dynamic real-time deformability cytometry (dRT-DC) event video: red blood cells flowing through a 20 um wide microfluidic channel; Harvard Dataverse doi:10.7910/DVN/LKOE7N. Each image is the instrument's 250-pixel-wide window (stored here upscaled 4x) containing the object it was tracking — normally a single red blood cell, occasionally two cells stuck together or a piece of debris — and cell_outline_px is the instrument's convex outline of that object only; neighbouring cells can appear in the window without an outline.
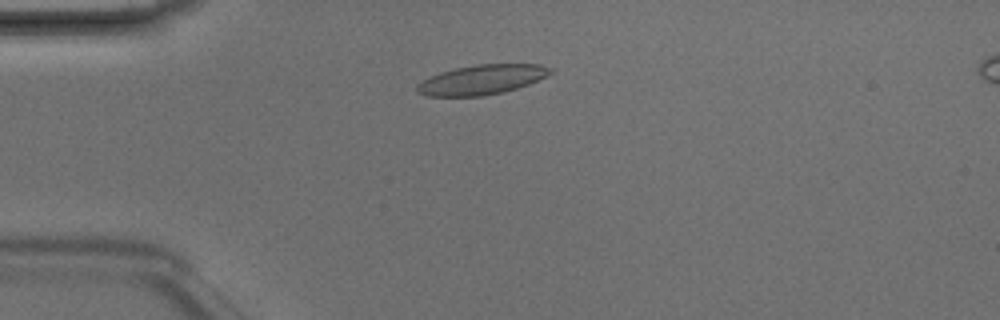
{"species": "Egyptian fruit bat (a non-hibernating species)", "species_latin": "Rousettus aegyptiacus", "temperature_condition": "room temperature", "stored_images_in_passage": 2, "camera_frame_rate_fps": 3000, "um_per_image_px": 0.085, "animal": {"sex": "male"}, "frame": {"image": 1, "passage_image": 1, "time_ms": 0.0, "image_size_px": [1000, 320], "cell_outline_px": [[552, 72], [528, 84], [504, 92], [484, 96], [428, 96], [416, 92], [416, 84], [440, 72], [456, 68], [476, 64], [540, 64], [552, 68]], "centroid_in_image_um": [40.92, 6.77], "position_along_channel_um": 44.1, "area_um2": 22.89}}